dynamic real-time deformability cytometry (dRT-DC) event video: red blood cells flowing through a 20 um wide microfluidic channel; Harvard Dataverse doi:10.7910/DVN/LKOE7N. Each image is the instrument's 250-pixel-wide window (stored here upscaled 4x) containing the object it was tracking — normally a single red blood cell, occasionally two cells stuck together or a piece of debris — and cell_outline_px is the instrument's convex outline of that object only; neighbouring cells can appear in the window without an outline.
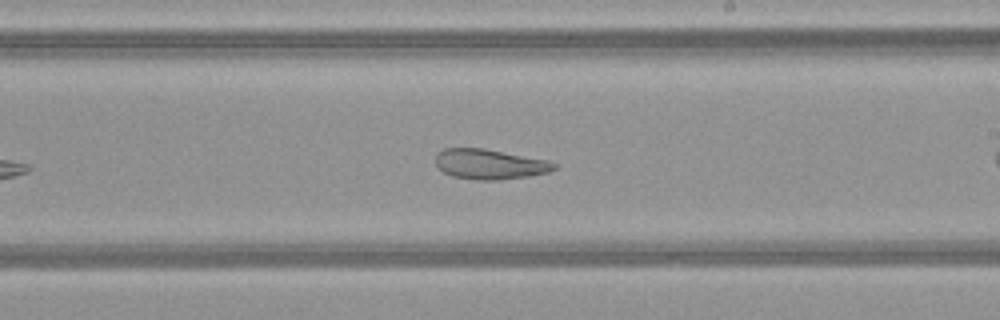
{"species": "common noctule bat (a hibernating species)", "species_latin": "Nyctalus noctula", "temperature_condition": "warm", "stored_images_in_passage": 25, "camera_frame_rate_fps": 3000, "um_per_image_px": 0.085, "animal": {"sex": "female", "body_mass_g": 21.9}, "frame": {"image": 1, "passage_image": 15, "time_ms": 4.667, "image_size_px": [1000, 320], "cell_outline_px": [[556, 168], [548, 172], [528, 176], [496, 180], [476, 180], [452, 176], [444, 172], [436, 164], [436, 152], [444, 148], [484, 148], [548, 160], [556, 164]], "centroid_in_image_um": [41.61, 13.95], "position_along_channel_um": 247.4, "area_um2": 20.75}}
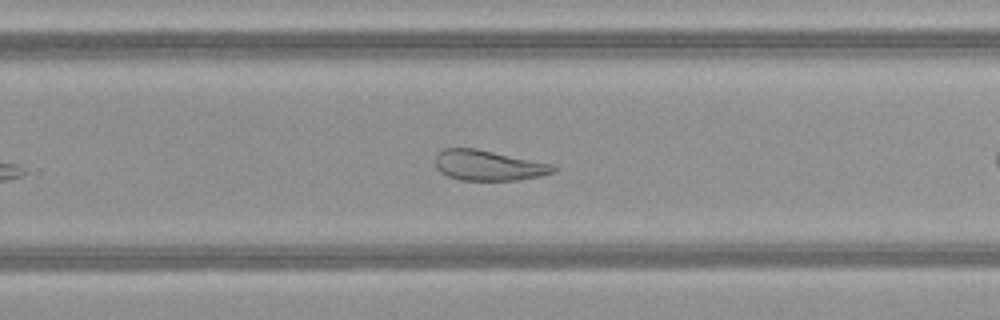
{"frame": {"image": 2, "passage_image": 18, "time_ms": 5.667, "image_size_px": [1000, 320], "cell_outline_px": [[556, 168], [552, 172], [540, 176], [516, 180], [460, 180], [448, 176], [440, 172], [436, 168], [436, 156], [444, 148], [476, 148], [556, 164]], "centroid_in_image_um": [41.53, 14.05], "position_along_channel_um": 288.3, "area_um2": 20.92}}
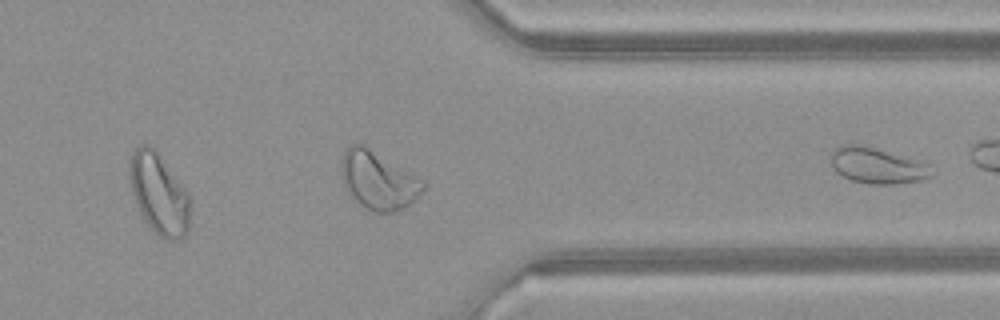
{"frame": {"image": 3, "passage_image": 25, "time_ms": 8.0, "image_size_px": [1000, 320], "cell_outline_px": [[936, 172], [932, 176], [924, 180], [896, 184], [868, 184], [848, 180], [836, 172], [832, 168], [828, 156], [828, 152], [840, 144], [856, 144], [872, 148], [916, 160], [928, 164]], "centroid_in_image_um": [74.5, 14.1], "position_along_channel_um": 336.9, "area_um2": 21.44}}